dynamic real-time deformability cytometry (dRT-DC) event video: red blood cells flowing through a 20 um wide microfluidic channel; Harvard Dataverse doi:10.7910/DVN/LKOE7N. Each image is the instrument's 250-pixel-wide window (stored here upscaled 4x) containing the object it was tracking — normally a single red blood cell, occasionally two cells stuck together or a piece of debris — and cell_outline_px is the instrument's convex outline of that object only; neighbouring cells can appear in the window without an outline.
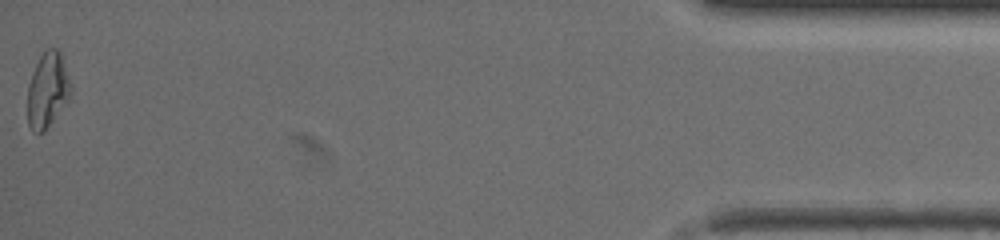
{"species": "common noctule bat (a hibernating species)", "species_latin": "Nyctalus noctula", "temperature_condition": "warm", "stored_images_in_passage": 48, "camera_frame_rate_fps": 3000, "um_per_image_px": 0.085, "animal": {"sex": "female", "body_mass_g": 19.5, "forearm_length_mm": 54.1}, "frame": {"image": 1, "passage_image": 48, "time_ms": 15.667, "image_size_px": [1000, 240], "cell_outline_px": [[72, 88], [68, 96], [44, 132], [32, 132], [28, 124], [28, 84], [32, 72], [40, 56], [48, 48], [56, 48], [60, 52]], "centroid_in_image_um": [4.0, 7.63], "position_along_channel_um": 431.2, "area_um2": 18.32}}